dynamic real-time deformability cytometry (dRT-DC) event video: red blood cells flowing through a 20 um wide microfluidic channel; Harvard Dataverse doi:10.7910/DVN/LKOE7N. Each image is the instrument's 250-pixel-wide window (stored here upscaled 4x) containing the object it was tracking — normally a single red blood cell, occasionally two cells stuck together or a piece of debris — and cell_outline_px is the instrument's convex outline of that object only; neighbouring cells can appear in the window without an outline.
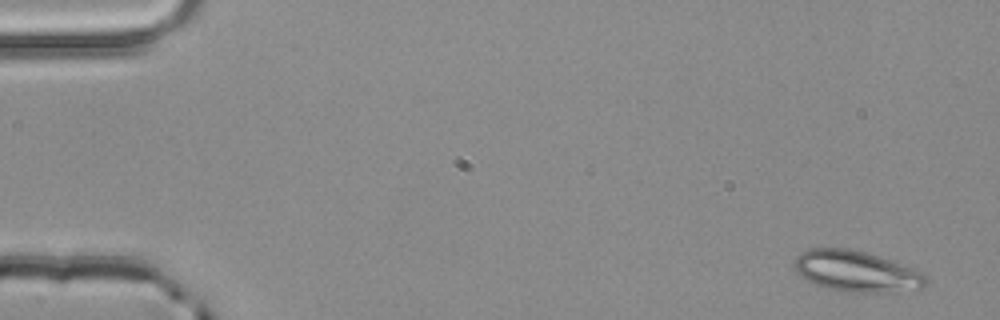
{"species": "common noctule bat (a hibernating species)", "species_latin": "Nyctalus noctula", "temperature_condition": "room temperature", "stored_images_in_passage": 3, "camera_frame_rate_fps": 3000, "um_per_image_px": 0.085, "animal": {"sex": "male", "body_mass_g": 20.4}, "frame": {"image": 1, "passage_image": 1, "time_ms": 0.0, "image_size_px": [1000, 320], "cell_outline_px": [[928, 284], [920, 288], [888, 292], [840, 292], [816, 284], [808, 280], [796, 272], [792, 264], [796, 256], [800, 252], [808, 248], [848, 248], [864, 252], [924, 272], [928, 280]], "centroid_in_image_um": [72.75, 23.06], "position_along_channel_um": 12.2, "area_um2": 31.33}}